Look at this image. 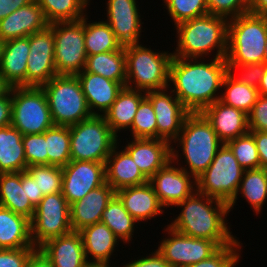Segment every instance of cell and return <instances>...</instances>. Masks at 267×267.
Returning <instances> with one entry per match:
<instances>
[{
	"mask_svg": "<svg viewBox=\"0 0 267 267\" xmlns=\"http://www.w3.org/2000/svg\"><path fill=\"white\" fill-rule=\"evenodd\" d=\"M205 59L173 57L170 63L169 89L190 113L202 112L220 100L228 72L225 58Z\"/></svg>",
	"mask_w": 267,
	"mask_h": 267,
	"instance_id": "obj_1",
	"label": "cell"
},
{
	"mask_svg": "<svg viewBox=\"0 0 267 267\" xmlns=\"http://www.w3.org/2000/svg\"><path fill=\"white\" fill-rule=\"evenodd\" d=\"M175 206L181 208L180 214L168 224L174 230L193 238L212 240L219 247L236 240L227 226L230 213L227 203L196 190Z\"/></svg>",
	"mask_w": 267,
	"mask_h": 267,
	"instance_id": "obj_2",
	"label": "cell"
},
{
	"mask_svg": "<svg viewBox=\"0 0 267 267\" xmlns=\"http://www.w3.org/2000/svg\"><path fill=\"white\" fill-rule=\"evenodd\" d=\"M173 143L172 160L195 179L210 166L218 149L224 144L201 112L189 113L185 117L181 131ZM181 156L184 161L180 160Z\"/></svg>",
	"mask_w": 267,
	"mask_h": 267,
	"instance_id": "obj_3",
	"label": "cell"
},
{
	"mask_svg": "<svg viewBox=\"0 0 267 267\" xmlns=\"http://www.w3.org/2000/svg\"><path fill=\"white\" fill-rule=\"evenodd\" d=\"M174 28L177 33V40L175 41L177 42V47L175 51H172L173 57L196 59L210 56H213V58L226 57L227 18L208 13L181 22Z\"/></svg>",
	"mask_w": 267,
	"mask_h": 267,
	"instance_id": "obj_4",
	"label": "cell"
},
{
	"mask_svg": "<svg viewBox=\"0 0 267 267\" xmlns=\"http://www.w3.org/2000/svg\"><path fill=\"white\" fill-rule=\"evenodd\" d=\"M267 16L246 13L228 20L227 65L265 63Z\"/></svg>",
	"mask_w": 267,
	"mask_h": 267,
	"instance_id": "obj_5",
	"label": "cell"
},
{
	"mask_svg": "<svg viewBox=\"0 0 267 267\" xmlns=\"http://www.w3.org/2000/svg\"><path fill=\"white\" fill-rule=\"evenodd\" d=\"M152 50L141 44L124 46L126 87L144 92L169 88L170 63L173 53Z\"/></svg>",
	"mask_w": 267,
	"mask_h": 267,
	"instance_id": "obj_6",
	"label": "cell"
},
{
	"mask_svg": "<svg viewBox=\"0 0 267 267\" xmlns=\"http://www.w3.org/2000/svg\"><path fill=\"white\" fill-rule=\"evenodd\" d=\"M54 125L71 126L92 115L77 76L57 75L42 86Z\"/></svg>",
	"mask_w": 267,
	"mask_h": 267,
	"instance_id": "obj_7",
	"label": "cell"
},
{
	"mask_svg": "<svg viewBox=\"0 0 267 267\" xmlns=\"http://www.w3.org/2000/svg\"><path fill=\"white\" fill-rule=\"evenodd\" d=\"M70 157L74 161L105 163L118 137L103 116L93 115L69 126Z\"/></svg>",
	"mask_w": 267,
	"mask_h": 267,
	"instance_id": "obj_8",
	"label": "cell"
},
{
	"mask_svg": "<svg viewBox=\"0 0 267 267\" xmlns=\"http://www.w3.org/2000/svg\"><path fill=\"white\" fill-rule=\"evenodd\" d=\"M11 126L22 135L43 134L54 126L42 87H12Z\"/></svg>",
	"mask_w": 267,
	"mask_h": 267,
	"instance_id": "obj_9",
	"label": "cell"
},
{
	"mask_svg": "<svg viewBox=\"0 0 267 267\" xmlns=\"http://www.w3.org/2000/svg\"><path fill=\"white\" fill-rule=\"evenodd\" d=\"M244 169L224 143L210 166L196 179L197 191L229 204L236 196Z\"/></svg>",
	"mask_w": 267,
	"mask_h": 267,
	"instance_id": "obj_10",
	"label": "cell"
},
{
	"mask_svg": "<svg viewBox=\"0 0 267 267\" xmlns=\"http://www.w3.org/2000/svg\"><path fill=\"white\" fill-rule=\"evenodd\" d=\"M55 53L57 75L76 76L86 65L87 54L84 41V17L77 21L54 22Z\"/></svg>",
	"mask_w": 267,
	"mask_h": 267,
	"instance_id": "obj_11",
	"label": "cell"
},
{
	"mask_svg": "<svg viewBox=\"0 0 267 267\" xmlns=\"http://www.w3.org/2000/svg\"><path fill=\"white\" fill-rule=\"evenodd\" d=\"M30 225L35 248L50 239L70 233V205L63 194L59 192L45 195L35 207Z\"/></svg>",
	"mask_w": 267,
	"mask_h": 267,
	"instance_id": "obj_12",
	"label": "cell"
},
{
	"mask_svg": "<svg viewBox=\"0 0 267 267\" xmlns=\"http://www.w3.org/2000/svg\"><path fill=\"white\" fill-rule=\"evenodd\" d=\"M167 237L161 240L158 252L171 267H185L208 259L220 247L212 240L184 235L169 225L164 228Z\"/></svg>",
	"mask_w": 267,
	"mask_h": 267,
	"instance_id": "obj_13",
	"label": "cell"
},
{
	"mask_svg": "<svg viewBox=\"0 0 267 267\" xmlns=\"http://www.w3.org/2000/svg\"><path fill=\"white\" fill-rule=\"evenodd\" d=\"M28 38L30 52L26 70V87H42L57 76L53 29L48 26L29 35Z\"/></svg>",
	"mask_w": 267,
	"mask_h": 267,
	"instance_id": "obj_14",
	"label": "cell"
},
{
	"mask_svg": "<svg viewBox=\"0 0 267 267\" xmlns=\"http://www.w3.org/2000/svg\"><path fill=\"white\" fill-rule=\"evenodd\" d=\"M62 170L61 193L69 205L106 183L105 163L71 160Z\"/></svg>",
	"mask_w": 267,
	"mask_h": 267,
	"instance_id": "obj_15",
	"label": "cell"
},
{
	"mask_svg": "<svg viewBox=\"0 0 267 267\" xmlns=\"http://www.w3.org/2000/svg\"><path fill=\"white\" fill-rule=\"evenodd\" d=\"M145 96L154 109L157 139L165 140L172 145L181 131L185 117L190 112L169 88L147 91Z\"/></svg>",
	"mask_w": 267,
	"mask_h": 267,
	"instance_id": "obj_16",
	"label": "cell"
},
{
	"mask_svg": "<svg viewBox=\"0 0 267 267\" xmlns=\"http://www.w3.org/2000/svg\"><path fill=\"white\" fill-rule=\"evenodd\" d=\"M175 165L170 160L148 180L165 208L174 207L197 190L196 179Z\"/></svg>",
	"mask_w": 267,
	"mask_h": 267,
	"instance_id": "obj_17",
	"label": "cell"
},
{
	"mask_svg": "<svg viewBox=\"0 0 267 267\" xmlns=\"http://www.w3.org/2000/svg\"><path fill=\"white\" fill-rule=\"evenodd\" d=\"M137 0H108L105 21L122 46L141 43L142 22Z\"/></svg>",
	"mask_w": 267,
	"mask_h": 267,
	"instance_id": "obj_18",
	"label": "cell"
},
{
	"mask_svg": "<svg viewBox=\"0 0 267 267\" xmlns=\"http://www.w3.org/2000/svg\"><path fill=\"white\" fill-rule=\"evenodd\" d=\"M123 147L132 157L142 174L149 180L159 169L172 160V145L162 139H126Z\"/></svg>",
	"mask_w": 267,
	"mask_h": 267,
	"instance_id": "obj_19",
	"label": "cell"
},
{
	"mask_svg": "<svg viewBox=\"0 0 267 267\" xmlns=\"http://www.w3.org/2000/svg\"><path fill=\"white\" fill-rule=\"evenodd\" d=\"M50 23L37 1L20 7L0 20V40L28 37L29 35L47 28Z\"/></svg>",
	"mask_w": 267,
	"mask_h": 267,
	"instance_id": "obj_20",
	"label": "cell"
},
{
	"mask_svg": "<svg viewBox=\"0 0 267 267\" xmlns=\"http://www.w3.org/2000/svg\"><path fill=\"white\" fill-rule=\"evenodd\" d=\"M201 113L211 123L218 138L223 143L249 132L248 115L220 100L206 107Z\"/></svg>",
	"mask_w": 267,
	"mask_h": 267,
	"instance_id": "obj_21",
	"label": "cell"
},
{
	"mask_svg": "<svg viewBox=\"0 0 267 267\" xmlns=\"http://www.w3.org/2000/svg\"><path fill=\"white\" fill-rule=\"evenodd\" d=\"M116 195L122 201L128 213L138 222V225L155 219L156 216H161L165 212V207L159 201L149 182L121 188L116 191Z\"/></svg>",
	"mask_w": 267,
	"mask_h": 267,
	"instance_id": "obj_22",
	"label": "cell"
},
{
	"mask_svg": "<svg viewBox=\"0 0 267 267\" xmlns=\"http://www.w3.org/2000/svg\"><path fill=\"white\" fill-rule=\"evenodd\" d=\"M116 191L107 183L90 191L81 200L70 205L72 231L79 232L84 227L99 223L102 213Z\"/></svg>",
	"mask_w": 267,
	"mask_h": 267,
	"instance_id": "obj_23",
	"label": "cell"
},
{
	"mask_svg": "<svg viewBox=\"0 0 267 267\" xmlns=\"http://www.w3.org/2000/svg\"><path fill=\"white\" fill-rule=\"evenodd\" d=\"M76 76L92 115L103 116L124 87L120 82L90 72H80Z\"/></svg>",
	"mask_w": 267,
	"mask_h": 267,
	"instance_id": "obj_24",
	"label": "cell"
},
{
	"mask_svg": "<svg viewBox=\"0 0 267 267\" xmlns=\"http://www.w3.org/2000/svg\"><path fill=\"white\" fill-rule=\"evenodd\" d=\"M119 140L120 137L105 162L106 183L115 191L147 183L148 179L139 170L130 154L123 147L119 150Z\"/></svg>",
	"mask_w": 267,
	"mask_h": 267,
	"instance_id": "obj_25",
	"label": "cell"
},
{
	"mask_svg": "<svg viewBox=\"0 0 267 267\" xmlns=\"http://www.w3.org/2000/svg\"><path fill=\"white\" fill-rule=\"evenodd\" d=\"M53 267H83L87 261L79 232L53 238L39 247Z\"/></svg>",
	"mask_w": 267,
	"mask_h": 267,
	"instance_id": "obj_26",
	"label": "cell"
},
{
	"mask_svg": "<svg viewBox=\"0 0 267 267\" xmlns=\"http://www.w3.org/2000/svg\"><path fill=\"white\" fill-rule=\"evenodd\" d=\"M29 52L28 37L11 39L3 43L0 73L12 87H26Z\"/></svg>",
	"mask_w": 267,
	"mask_h": 267,
	"instance_id": "obj_27",
	"label": "cell"
},
{
	"mask_svg": "<svg viewBox=\"0 0 267 267\" xmlns=\"http://www.w3.org/2000/svg\"><path fill=\"white\" fill-rule=\"evenodd\" d=\"M144 97V91L124 86L114 103L104 113L105 121L117 137L131 128L137 108Z\"/></svg>",
	"mask_w": 267,
	"mask_h": 267,
	"instance_id": "obj_28",
	"label": "cell"
},
{
	"mask_svg": "<svg viewBox=\"0 0 267 267\" xmlns=\"http://www.w3.org/2000/svg\"><path fill=\"white\" fill-rule=\"evenodd\" d=\"M0 206L32 219L35 206L25 192V171L0 173Z\"/></svg>",
	"mask_w": 267,
	"mask_h": 267,
	"instance_id": "obj_29",
	"label": "cell"
},
{
	"mask_svg": "<svg viewBox=\"0 0 267 267\" xmlns=\"http://www.w3.org/2000/svg\"><path fill=\"white\" fill-rule=\"evenodd\" d=\"M85 257L87 261H104L110 263V259L120 240L102 222L84 227L79 231ZM118 245V246H117Z\"/></svg>",
	"mask_w": 267,
	"mask_h": 267,
	"instance_id": "obj_30",
	"label": "cell"
},
{
	"mask_svg": "<svg viewBox=\"0 0 267 267\" xmlns=\"http://www.w3.org/2000/svg\"><path fill=\"white\" fill-rule=\"evenodd\" d=\"M34 247L30 220L0 206V249Z\"/></svg>",
	"mask_w": 267,
	"mask_h": 267,
	"instance_id": "obj_31",
	"label": "cell"
},
{
	"mask_svg": "<svg viewBox=\"0 0 267 267\" xmlns=\"http://www.w3.org/2000/svg\"><path fill=\"white\" fill-rule=\"evenodd\" d=\"M239 194L247 201L255 215L260 214L267 200V169L244 170L236 196L228 204L229 211L234 209Z\"/></svg>",
	"mask_w": 267,
	"mask_h": 267,
	"instance_id": "obj_32",
	"label": "cell"
},
{
	"mask_svg": "<svg viewBox=\"0 0 267 267\" xmlns=\"http://www.w3.org/2000/svg\"><path fill=\"white\" fill-rule=\"evenodd\" d=\"M23 135L13 126L0 128V173L26 171Z\"/></svg>",
	"mask_w": 267,
	"mask_h": 267,
	"instance_id": "obj_33",
	"label": "cell"
},
{
	"mask_svg": "<svg viewBox=\"0 0 267 267\" xmlns=\"http://www.w3.org/2000/svg\"><path fill=\"white\" fill-rule=\"evenodd\" d=\"M82 72L101 75L126 86V56L124 46L120 50L87 56Z\"/></svg>",
	"mask_w": 267,
	"mask_h": 267,
	"instance_id": "obj_34",
	"label": "cell"
},
{
	"mask_svg": "<svg viewBox=\"0 0 267 267\" xmlns=\"http://www.w3.org/2000/svg\"><path fill=\"white\" fill-rule=\"evenodd\" d=\"M88 17H90L89 14L84 16V41L87 56L116 51L123 47L106 21H88Z\"/></svg>",
	"mask_w": 267,
	"mask_h": 267,
	"instance_id": "obj_35",
	"label": "cell"
},
{
	"mask_svg": "<svg viewBox=\"0 0 267 267\" xmlns=\"http://www.w3.org/2000/svg\"><path fill=\"white\" fill-rule=\"evenodd\" d=\"M100 222L105 224L123 244H129L130 241H133L134 229L135 227L138 228L136 224L138 222L124 208L122 201L116 194L108 202Z\"/></svg>",
	"mask_w": 267,
	"mask_h": 267,
	"instance_id": "obj_36",
	"label": "cell"
},
{
	"mask_svg": "<svg viewBox=\"0 0 267 267\" xmlns=\"http://www.w3.org/2000/svg\"><path fill=\"white\" fill-rule=\"evenodd\" d=\"M222 88L220 101L228 106L240 109L246 114L251 111L259 95L257 88L238 82L229 72L223 78Z\"/></svg>",
	"mask_w": 267,
	"mask_h": 267,
	"instance_id": "obj_37",
	"label": "cell"
},
{
	"mask_svg": "<svg viewBox=\"0 0 267 267\" xmlns=\"http://www.w3.org/2000/svg\"><path fill=\"white\" fill-rule=\"evenodd\" d=\"M47 21L66 22L81 20L87 12L90 0H36ZM85 12V13H84Z\"/></svg>",
	"mask_w": 267,
	"mask_h": 267,
	"instance_id": "obj_38",
	"label": "cell"
},
{
	"mask_svg": "<svg viewBox=\"0 0 267 267\" xmlns=\"http://www.w3.org/2000/svg\"><path fill=\"white\" fill-rule=\"evenodd\" d=\"M48 165L63 168L71 161L69 126L54 125L45 131Z\"/></svg>",
	"mask_w": 267,
	"mask_h": 267,
	"instance_id": "obj_39",
	"label": "cell"
},
{
	"mask_svg": "<svg viewBox=\"0 0 267 267\" xmlns=\"http://www.w3.org/2000/svg\"><path fill=\"white\" fill-rule=\"evenodd\" d=\"M131 138L157 139V124L153 106L145 96L134 116L132 126L129 129Z\"/></svg>",
	"mask_w": 267,
	"mask_h": 267,
	"instance_id": "obj_40",
	"label": "cell"
},
{
	"mask_svg": "<svg viewBox=\"0 0 267 267\" xmlns=\"http://www.w3.org/2000/svg\"><path fill=\"white\" fill-rule=\"evenodd\" d=\"M232 151L239 165L244 170L261 168V162L253 135H245L229 140L225 143Z\"/></svg>",
	"mask_w": 267,
	"mask_h": 267,
	"instance_id": "obj_41",
	"label": "cell"
},
{
	"mask_svg": "<svg viewBox=\"0 0 267 267\" xmlns=\"http://www.w3.org/2000/svg\"><path fill=\"white\" fill-rule=\"evenodd\" d=\"M174 26L208 14L206 0H162Z\"/></svg>",
	"mask_w": 267,
	"mask_h": 267,
	"instance_id": "obj_42",
	"label": "cell"
},
{
	"mask_svg": "<svg viewBox=\"0 0 267 267\" xmlns=\"http://www.w3.org/2000/svg\"><path fill=\"white\" fill-rule=\"evenodd\" d=\"M26 171L36 180L39 192L44 195L62 191L63 170L52 165L28 166Z\"/></svg>",
	"mask_w": 267,
	"mask_h": 267,
	"instance_id": "obj_43",
	"label": "cell"
},
{
	"mask_svg": "<svg viewBox=\"0 0 267 267\" xmlns=\"http://www.w3.org/2000/svg\"><path fill=\"white\" fill-rule=\"evenodd\" d=\"M237 238L233 243L220 247L208 259L202 260L185 267H235L238 265L242 257L241 249L243 243Z\"/></svg>",
	"mask_w": 267,
	"mask_h": 267,
	"instance_id": "obj_44",
	"label": "cell"
},
{
	"mask_svg": "<svg viewBox=\"0 0 267 267\" xmlns=\"http://www.w3.org/2000/svg\"><path fill=\"white\" fill-rule=\"evenodd\" d=\"M22 142L28 166L48 165L45 132L43 134L23 135Z\"/></svg>",
	"mask_w": 267,
	"mask_h": 267,
	"instance_id": "obj_45",
	"label": "cell"
},
{
	"mask_svg": "<svg viewBox=\"0 0 267 267\" xmlns=\"http://www.w3.org/2000/svg\"><path fill=\"white\" fill-rule=\"evenodd\" d=\"M208 13L228 20L249 12V0H206Z\"/></svg>",
	"mask_w": 267,
	"mask_h": 267,
	"instance_id": "obj_46",
	"label": "cell"
},
{
	"mask_svg": "<svg viewBox=\"0 0 267 267\" xmlns=\"http://www.w3.org/2000/svg\"><path fill=\"white\" fill-rule=\"evenodd\" d=\"M264 70L265 63L228 65V72L234 79L255 88L260 85Z\"/></svg>",
	"mask_w": 267,
	"mask_h": 267,
	"instance_id": "obj_47",
	"label": "cell"
},
{
	"mask_svg": "<svg viewBox=\"0 0 267 267\" xmlns=\"http://www.w3.org/2000/svg\"><path fill=\"white\" fill-rule=\"evenodd\" d=\"M248 115L249 131L267 132V96L258 95Z\"/></svg>",
	"mask_w": 267,
	"mask_h": 267,
	"instance_id": "obj_48",
	"label": "cell"
},
{
	"mask_svg": "<svg viewBox=\"0 0 267 267\" xmlns=\"http://www.w3.org/2000/svg\"><path fill=\"white\" fill-rule=\"evenodd\" d=\"M35 247L0 249V267H26Z\"/></svg>",
	"mask_w": 267,
	"mask_h": 267,
	"instance_id": "obj_49",
	"label": "cell"
},
{
	"mask_svg": "<svg viewBox=\"0 0 267 267\" xmlns=\"http://www.w3.org/2000/svg\"><path fill=\"white\" fill-rule=\"evenodd\" d=\"M150 253L149 255L146 254V256H139L140 259L138 257L137 260L133 259L131 262L124 263L125 265L120 267H171L157 249Z\"/></svg>",
	"mask_w": 267,
	"mask_h": 267,
	"instance_id": "obj_50",
	"label": "cell"
},
{
	"mask_svg": "<svg viewBox=\"0 0 267 267\" xmlns=\"http://www.w3.org/2000/svg\"><path fill=\"white\" fill-rule=\"evenodd\" d=\"M253 137L258 150L261 168L267 169V132L249 131Z\"/></svg>",
	"mask_w": 267,
	"mask_h": 267,
	"instance_id": "obj_51",
	"label": "cell"
},
{
	"mask_svg": "<svg viewBox=\"0 0 267 267\" xmlns=\"http://www.w3.org/2000/svg\"><path fill=\"white\" fill-rule=\"evenodd\" d=\"M25 192L30 202L36 207L41 199L45 196L42 192H39V187L36 180L25 171Z\"/></svg>",
	"mask_w": 267,
	"mask_h": 267,
	"instance_id": "obj_52",
	"label": "cell"
},
{
	"mask_svg": "<svg viewBox=\"0 0 267 267\" xmlns=\"http://www.w3.org/2000/svg\"><path fill=\"white\" fill-rule=\"evenodd\" d=\"M12 99L11 91L0 97V128L11 125Z\"/></svg>",
	"mask_w": 267,
	"mask_h": 267,
	"instance_id": "obj_53",
	"label": "cell"
},
{
	"mask_svg": "<svg viewBox=\"0 0 267 267\" xmlns=\"http://www.w3.org/2000/svg\"><path fill=\"white\" fill-rule=\"evenodd\" d=\"M34 0H0V20L7 17L20 7H24Z\"/></svg>",
	"mask_w": 267,
	"mask_h": 267,
	"instance_id": "obj_54",
	"label": "cell"
},
{
	"mask_svg": "<svg viewBox=\"0 0 267 267\" xmlns=\"http://www.w3.org/2000/svg\"><path fill=\"white\" fill-rule=\"evenodd\" d=\"M26 267H53L50 260L37 248L31 255Z\"/></svg>",
	"mask_w": 267,
	"mask_h": 267,
	"instance_id": "obj_55",
	"label": "cell"
},
{
	"mask_svg": "<svg viewBox=\"0 0 267 267\" xmlns=\"http://www.w3.org/2000/svg\"><path fill=\"white\" fill-rule=\"evenodd\" d=\"M249 12L267 16V0H249Z\"/></svg>",
	"mask_w": 267,
	"mask_h": 267,
	"instance_id": "obj_56",
	"label": "cell"
},
{
	"mask_svg": "<svg viewBox=\"0 0 267 267\" xmlns=\"http://www.w3.org/2000/svg\"><path fill=\"white\" fill-rule=\"evenodd\" d=\"M257 89L259 95L267 96V64H265L264 74Z\"/></svg>",
	"mask_w": 267,
	"mask_h": 267,
	"instance_id": "obj_57",
	"label": "cell"
},
{
	"mask_svg": "<svg viewBox=\"0 0 267 267\" xmlns=\"http://www.w3.org/2000/svg\"><path fill=\"white\" fill-rule=\"evenodd\" d=\"M12 89V86L6 81L4 76L0 73V97L6 96Z\"/></svg>",
	"mask_w": 267,
	"mask_h": 267,
	"instance_id": "obj_58",
	"label": "cell"
},
{
	"mask_svg": "<svg viewBox=\"0 0 267 267\" xmlns=\"http://www.w3.org/2000/svg\"><path fill=\"white\" fill-rule=\"evenodd\" d=\"M116 265H112L111 263L104 261H86L83 267H115Z\"/></svg>",
	"mask_w": 267,
	"mask_h": 267,
	"instance_id": "obj_59",
	"label": "cell"
},
{
	"mask_svg": "<svg viewBox=\"0 0 267 267\" xmlns=\"http://www.w3.org/2000/svg\"><path fill=\"white\" fill-rule=\"evenodd\" d=\"M3 43L4 42L0 40V65H1V56H2Z\"/></svg>",
	"mask_w": 267,
	"mask_h": 267,
	"instance_id": "obj_60",
	"label": "cell"
},
{
	"mask_svg": "<svg viewBox=\"0 0 267 267\" xmlns=\"http://www.w3.org/2000/svg\"><path fill=\"white\" fill-rule=\"evenodd\" d=\"M265 64H267V45H266V53H265Z\"/></svg>",
	"mask_w": 267,
	"mask_h": 267,
	"instance_id": "obj_61",
	"label": "cell"
}]
</instances>
